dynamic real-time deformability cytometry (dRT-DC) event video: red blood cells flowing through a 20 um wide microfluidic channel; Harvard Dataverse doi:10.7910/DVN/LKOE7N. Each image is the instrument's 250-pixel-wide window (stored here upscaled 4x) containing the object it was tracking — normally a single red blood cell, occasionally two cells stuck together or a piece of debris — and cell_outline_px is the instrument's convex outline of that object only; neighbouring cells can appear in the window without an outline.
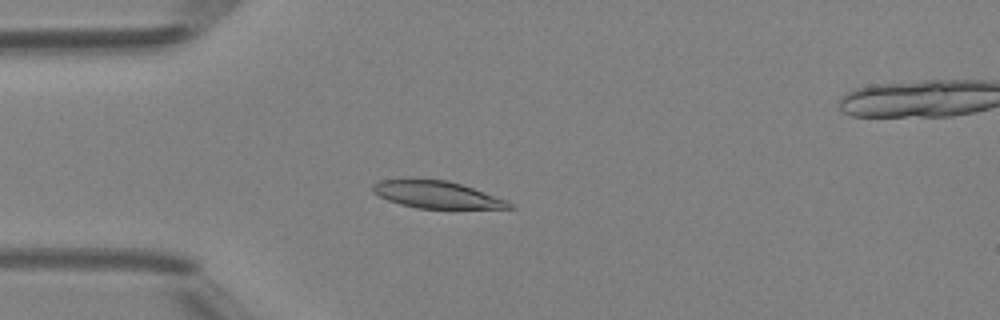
{"species": "Egyptian fruit bat (a non-hibernating species)", "species_latin": "Rousettus aegyptiacus", "temperature_condition": "room temperature", "stored_images_in_passage": 51, "segment_of_instrument_passage": [1, 2], "camera_frame_rate_fps": 3000, "um_per_image_px": 0.085, "animal": {"sex": "female"}, "frame": {"image": 1, "passage_image": 14, "time_ms": 4.333, "image_size_px": [1000, 320], "cell_outline_px": [[516, 208], [416, 208], [400, 204], [388, 200], [372, 192], [372, 184], [380, 180], [448, 180], [508, 200]], "centroid_in_image_um": [37.13, 16.56], "position_along_channel_um": 47.9, "area_um2": 21.15}}
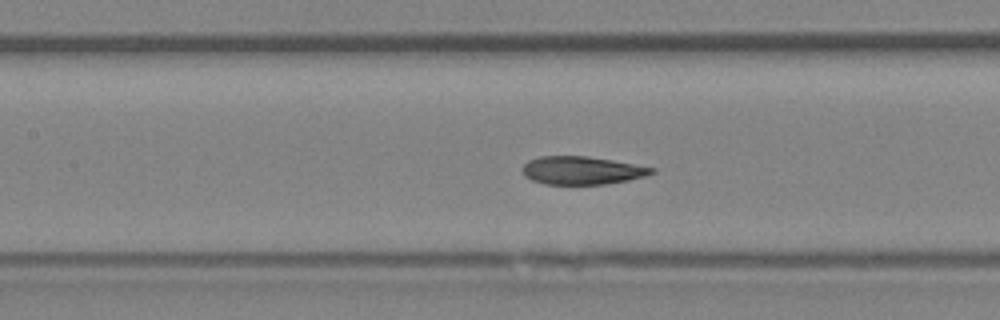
{"frame": {"image": 2, "passage_image": 23, "time_ms": 7.333, "image_size_px": [1000, 320], "cell_outline_px": [[656, 172], [644, 176], [628, 180], [604, 184], [544, 184], [532, 180], [524, 176], [520, 168], [528, 160], [540, 156], [588, 156], [612, 160], [656, 168]], "centroid_in_image_um": [49.43, 14.48], "position_along_channel_um": 158.0, "area_um2": 21.21}}
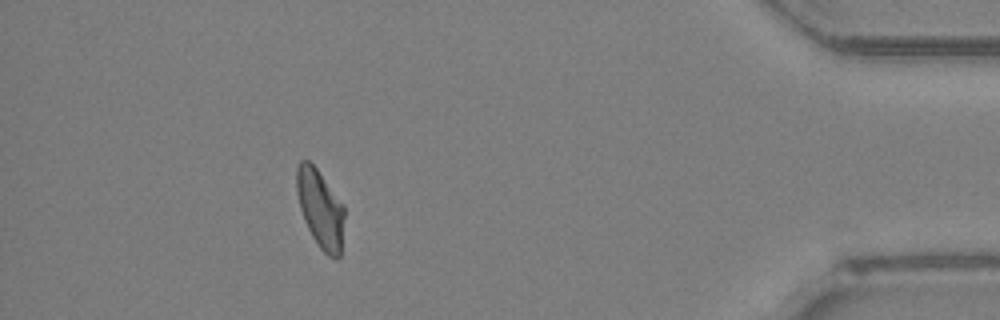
{"frame": {"image": 3, "passage_image": 45, "time_ms": 14.667, "image_size_px": [1000, 320], "cell_outline_px": [[344, 216], [340, 256], [336, 260], [328, 256], [320, 248], [312, 236], [304, 220], [300, 208], [296, 188], [296, 168], [300, 160], [308, 160], [316, 168], [344, 204]], "centroid_in_image_um": [27.22, 17.74], "position_along_channel_um": 408.0, "area_um2": 21.73}}